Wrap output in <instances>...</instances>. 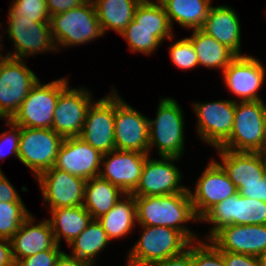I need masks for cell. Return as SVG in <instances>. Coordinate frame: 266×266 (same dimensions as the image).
I'll list each match as a JSON object with an SVG mask.
<instances>
[{
	"mask_svg": "<svg viewBox=\"0 0 266 266\" xmlns=\"http://www.w3.org/2000/svg\"><path fill=\"white\" fill-rule=\"evenodd\" d=\"M135 203L137 222L140 225L172 228L180 231L190 242L199 240L184 225L189 221H200L195 214L189 192L135 197Z\"/></svg>",
	"mask_w": 266,
	"mask_h": 266,
	"instance_id": "6da1fadb",
	"label": "cell"
},
{
	"mask_svg": "<svg viewBox=\"0 0 266 266\" xmlns=\"http://www.w3.org/2000/svg\"><path fill=\"white\" fill-rule=\"evenodd\" d=\"M236 152L266 151V104L264 100L238 102L230 137L219 147Z\"/></svg>",
	"mask_w": 266,
	"mask_h": 266,
	"instance_id": "7a4b0ae2",
	"label": "cell"
},
{
	"mask_svg": "<svg viewBox=\"0 0 266 266\" xmlns=\"http://www.w3.org/2000/svg\"><path fill=\"white\" fill-rule=\"evenodd\" d=\"M143 227V233L128 254L127 266H152L182 253L191 243L180 231L162 226Z\"/></svg>",
	"mask_w": 266,
	"mask_h": 266,
	"instance_id": "3957f363",
	"label": "cell"
},
{
	"mask_svg": "<svg viewBox=\"0 0 266 266\" xmlns=\"http://www.w3.org/2000/svg\"><path fill=\"white\" fill-rule=\"evenodd\" d=\"M51 36L56 47L86 44L103 35L92 0L84 5L50 16Z\"/></svg>",
	"mask_w": 266,
	"mask_h": 266,
	"instance_id": "277c9868",
	"label": "cell"
},
{
	"mask_svg": "<svg viewBox=\"0 0 266 266\" xmlns=\"http://www.w3.org/2000/svg\"><path fill=\"white\" fill-rule=\"evenodd\" d=\"M156 119H149V151L153 146L159 156L181 157L184 151V119L181 107L172 98H161Z\"/></svg>",
	"mask_w": 266,
	"mask_h": 266,
	"instance_id": "5b68a950",
	"label": "cell"
},
{
	"mask_svg": "<svg viewBox=\"0 0 266 266\" xmlns=\"http://www.w3.org/2000/svg\"><path fill=\"white\" fill-rule=\"evenodd\" d=\"M67 81L60 78L42 85L38 80L10 121L20 127L50 129L59 94L68 86Z\"/></svg>",
	"mask_w": 266,
	"mask_h": 266,
	"instance_id": "8992f818",
	"label": "cell"
},
{
	"mask_svg": "<svg viewBox=\"0 0 266 266\" xmlns=\"http://www.w3.org/2000/svg\"><path fill=\"white\" fill-rule=\"evenodd\" d=\"M63 140L51 128L20 127L18 159L37 177L54 167Z\"/></svg>",
	"mask_w": 266,
	"mask_h": 266,
	"instance_id": "52a82bcc",
	"label": "cell"
},
{
	"mask_svg": "<svg viewBox=\"0 0 266 266\" xmlns=\"http://www.w3.org/2000/svg\"><path fill=\"white\" fill-rule=\"evenodd\" d=\"M22 59L0 58V112L10 120L38 82Z\"/></svg>",
	"mask_w": 266,
	"mask_h": 266,
	"instance_id": "ba28073f",
	"label": "cell"
},
{
	"mask_svg": "<svg viewBox=\"0 0 266 266\" xmlns=\"http://www.w3.org/2000/svg\"><path fill=\"white\" fill-rule=\"evenodd\" d=\"M213 224L207 240L226 225L266 224V202L241 196L239 192L217 203L201 219Z\"/></svg>",
	"mask_w": 266,
	"mask_h": 266,
	"instance_id": "9c48e42d",
	"label": "cell"
},
{
	"mask_svg": "<svg viewBox=\"0 0 266 266\" xmlns=\"http://www.w3.org/2000/svg\"><path fill=\"white\" fill-rule=\"evenodd\" d=\"M149 119L124 102L115 89V149L149 154Z\"/></svg>",
	"mask_w": 266,
	"mask_h": 266,
	"instance_id": "30bf717a",
	"label": "cell"
},
{
	"mask_svg": "<svg viewBox=\"0 0 266 266\" xmlns=\"http://www.w3.org/2000/svg\"><path fill=\"white\" fill-rule=\"evenodd\" d=\"M8 33L9 39L13 42L15 52L5 56L15 59L28 58L40 52L55 51L50 23L34 22L32 19L14 14L9 9Z\"/></svg>",
	"mask_w": 266,
	"mask_h": 266,
	"instance_id": "8fae6325",
	"label": "cell"
},
{
	"mask_svg": "<svg viewBox=\"0 0 266 266\" xmlns=\"http://www.w3.org/2000/svg\"><path fill=\"white\" fill-rule=\"evenodd\" d=\"M149 156L145 159L138 185L131 194L145 197L189 192V188L180 186L182 174L173 164L179 157L161 156L162 160H156Z\"/></svg>",
	"mask_w": 266,
	"mask_h": 266,
	"instance_id": "7c38bea8",
	"label": "cell"
},
{
	"mask_svg": "<svg viewBox=\"0 0 266 266\" xmlns=\"http://www.w3.org/2000/svg\"><path fill=\"white\" fill-rule=\"evenodd\" d=\"M110 93L91 104L79 135L102 154L115 150V88Z\"/></svg>",
	"mask_w": 266,
	"mask_h": 266,
	"instance_id": "4fadbf2b",
	"label": "cell"
},
{
	"mask_svg": "<svg viewBox=\"0 0 266 266\" xmlns=\"http://www.w3.org/2000/svg\"><path fill=\"white\" fill-rule=\"evenodd\" d=\"M238 100L193 102L199 137L214 148H219L229 137L233 128L235 104ZM195 103V104H194Z\"/></svg>",
	"mask_w": 266,
	"mask_h": 266,
	"instance_id": "5bb4252c",
	"label": "cell"
},
{
	"mask_svg": "<svg viewBox=\"0 0 266 266\" xmlns=\"http://www.w3.org/2000/svg\"><path fill=\"white\" fill-rule=\"evenodd\" d=\"M91 93L84 88H69L59 94L51 129L63 138L79 137L87 111L93 103Z\"/></svg>",
	"mask_w": 266,
	"mask_h": 266,
	"instance_id": "9a60e30c",
	"label": "cell"
},
{
	"mask_svg": "<svg viewBox=\"0 0 266 266\" xmlns=\"http://www.w3.org/2000/svg\"><path fill=\"white\" fill-rule=\"evenodd\" d=\"M195 192L189 190L196 216L201 219L217 203L236 194L237 188L216 160H211L198 178Z\"/></svg>",
	"mask_w": 266,
	"mask_h": 266,
	"instance_id": "2e32d148",
	"label": "cell"
},
{
	"mask_svg": "<svg viewBox=\"0 0 266 266\" xmlns=\"http://www.w3.org/2000/svg\"><path fill=\"white\" fill-rule=\"evenodd\" d=\"M49 209L83 205L86 180L66 171L50 168L36 178Z\"/></svg>",
	"mask_w": 266,
	"mask_h": 266,
	"instance_id": "e0dca14e",
	"label": "cell"
},
{
	"mask_svg": "<svg viewBox=\"0 0 266 266\" xmlns=\"http://www.w3.org/2000/svg\"><path fill=\"white\" fill-rule=\"evenodd\" d=\"M262 63L253 56H236L223 71V80L241 102L262 100L258 95L265 79Z\"/></svg>",
	"mask_w": 266,
	"mask_h": 266,
	"instance_id": "ac0fdd59",
	"label": "cell"
},
{
	"mask_svg": "<svg viewBox=\"0 0 266 266\" xmlns=\"http://www.w3.org/2000/svg\"><path fill=\"white\" fill-rule=\"evenodd\" d=\"M102 155L80 137L64 138L54 168L88 180L99 176Z\"/></svg>",
	"mask_w": 266,
	"mask_h": 266,
	"instance_id": "d6986e66",
	"label": "cell"
},
{
	"mask_svg": "<svg viewBox=\"0 0 266 266\" xmlns=\"http://www.w3.org/2000/svg\"><path fill=\"white\" fill-rule=\"evenodd\" d=\"M148 155L116 149L103 154L101 165L103 164L104 169L100 171L99 177L114 184L124 193L131 194L138 185Z\"/></svg>",
	"mask_w": 266,
	"mask_h": 266,
	"instance_id": "ffe728a7",
	"label": "cell"
},
{
	"mask_svg": "<svg viewBox=\"0 0 266 266\" xmlns=\"http://www.w3.org/2000/svg\"><path fill=\"white\" fill-rule=\"evenodd\" d=\"M218 250L258 257L266 251V224L226 225L209 239Z\"/></svg>",
	"mask_w": 266,
	"mask_h": 266,
	"instance_id": "44dd1931",
	"label": "cell"
},
{
	"mask_svg": "<svg viewBox=\"0 0 266 266\" xmlns=\"http://www.w3.org/2000/svg\"><path fill=\"white\" fill-rule=\"evenodd\" d=\"M221 156L219 163L237 190L244 184L262 182L266 173V155L261 152H236L216 148Z\"/></svg>",
	"mask_w": 266,
	"mask_h": 266,
	"instance_id": "7402d4cb",
	"label": "cell"
},
{
	"mask_svg": "<svg viewBox=\"0 0 266 266\" xmlns=\"http://www.w3.org/2000/svg\"><path fill=\"white\" fill-rule=\"evenodd\" d=\"M10 242L15 265L21 259L51 249L56 244L49 220L34 224L32 214L21 224Z\"/></svg>",
	"mask_w": 266,
	"mask_h": 266,
	"instance_id": "603a6c76",
	"label": "cell"
},
{
	"mask_svg": "<svg viewBox=\"0 0 266 266\" xmlns=\"http://www.w3.org/2000/svg\"><path fill=\"white\" fill-rule=\"evenodd\" d=\"M229 48L236 56L241 53V27L237 13L227 5L211 6L200 29Z\"/></svg>",
	"mask_w": 266,
	"mask_h": 266,
	"instance_id": "cb8c5ba5",
	"label": "cell"
},
{
	"mask_svg": "<svg viewBox=\"0 0 266 266\" xmlns=\"http://www.w3.org/2000/svg\"><path fill=\"white\" fill-rule=\"evenodd\" d=\"M120 188L102 178L94 177L86 180L83 206L92 219L105 215L115 203L125 195Z\"/></svg>",
	"mask_w": 266,
	"mask_h": 266,
	"instance_id": "d4e9b609",
	"label": "cell"
},
{
	"mask_svg": "<svg viewBox=\"0 0 266 266\" xmlns=\"http://www.w3.org/2000/svg\"><path fill=\"white\" fill-rule=\"evenodd\" d=\"M103 36L108 29L120 34L134 19L141 0H92Z\"/></svg>",
	"mask_w": 266,
	"mask_h": 266,
	"instance_id": "484cf974",
	"label": "cell"
},
{
	"mask_svg": "<svg viewBox=\"0 0 266 266\" xmlns=\"http://www.w3.org/2000/svg\"><path fill=\"white\" fill-rule=\"evenodd\" d=\"M49 220L56 244L64 238L70 244L92 220L91 215L83 205L77 207H61L50 210Z\"/></svg>",
	"mask_w": 266,
	"mask_h": 266,
	"instance_id": "4316f807",
	"label": "cell"
},
{
	"mask_svg": "<svg viewBox=\"0 0 266 266\" xmlns=\"http://www.w3.org/2000/svg\"><path fill=\"white\" fill-rule=\"evenodd\" d=\"M105 215L97 220L101 223L109 240L121 238L129 234L137 221L135 196L123 195Z\"/></svg>",
	"mask_w": 266,
	"mask_h": 266,
	"instance_id": "83f0119b",
	"label": "cell"
},
{
	"mask_svg": "<svg viewBox=\"0 0 266 266\" xmlns=\"http://www.w3.org/2000/svg\"><path fill=\"white\" fill-rule=\"evenodd\" d=\"M171 26L173 20L180 26L198 30L207 18L211 1L209 0H166L162 3Z\"/></svg>",
	"mask_w": 266,
	"mask_h": 266,
	"instance_id": "f1b7e54d",
	"label": "cell"
},
{
	"mask_svg": "<svg viewBox=\"0 0 266 266\" xmlns=\"http://www.w3.org/2000/svg\"><path fill=\"white\" fill-rule=\"evenodd\" d=\"M188 37L198 56L199 65L208 68H218L224 71L236 55L225 45L219 43L213 37L208 36L200 29L193 30Z\"/></svg>",
	"mask_w": 266,
	"mask_h": 266,
	"instance_id": "f546056e",
	"label": "cell"
},
{
	"mask_svg": "<svg viewBox=\"0 0 266 266\" xmlns=\"http://www.w3.org/2000/svg\"><path fill=\"white\" fill-rule=\"evenodd\" d=\"M109 242L101 223L97 219H92L83 232L68 245L72 247L71 256L93 266L96 256Z\"/></svg>",
	"mask_w": 266,
	"mask_h": 266,
	"instance_id": "4dcf8cb0",
	"label": "cell"
},
{
	"mask_svg": "<svg viewBox=\"0 0 266 266\" xmlns=\"http://www.w3.org/2000/svg\"><path fill=\"white\" fill-rule=\"evenodd\" d=\"M153 0H141L134 12V20L139 26L147 29H157V38L162 42L173 39L168 15L162 4L152 3Z\"/></svg>",
	"mask_w": 266,
	"mask_h": 266,
	"instance_id": "1f68e13d",
	"label": "cell"
},
{
	"mask_svg": "<svg viewBox=\"0 0 266 266\" xmlns=\"http://www.w3.org/2000/svg\"><path fill=\"white\" fill-rule=\"evenodd\" d=\"M121 36L128 41L131 51L141 52L150 56L162 43L157 38V29H147L146 27L139 26L134 19L121 33Z\"/></svg>",
	"mask_w": 266,
	"mask_h": 266,
	"instance_id": "d6a6232c",
	"label": "cell"
},
{
	"mask_svg": "<svg viewBox=\"0 0 266 266\" xmlns=\"http://www.w3.org/2000/svg\"><path fill=\"white\" fill-rule=\"evenodd\" d=\"M30 215L23 202H0V237L10 240Z\"/></svg>",
	"mask_w": 266,
	"mask_h": 266,
	"instance_id": "836d02e7",
	"label": "cell"
},
{
	"mask_svg": "<svg viewBox=\"0 0 266 266\" xmlns=\"http://www.w3.org/2000/svg\"><path fill=\"white\" fill-rule=\"evenodd\" d=\"M169 49L171 62L179 69L187 70L199 65L195 48L188 37L175 41Z\"/></svg>",
	"mask_w": 266,
	"mask_h": 266,
	"instance_id": "e575fe53",
	"label": "cell"
},
{
	"mask_svg": "<svg viewBox=\"0 0 266 266\" xmlns=\"http://www.w3.org/2000/svg\"><path fill=\"white\" fill-rule=\"evenodd\" d=\"M11 11L34 22L50 23L46 0H13Z\"/></svg>",
	"mask_w": 266,
	"mask_h": 266,
	"instance_id": "d590c367",
	"label": "cell"
},
{
	"mask_svg": "<svg viewBox=\"0 0 266 266\" xmlns=\"http://www.w3.org/2000/svg\"><path fill=\"white\" fill-rule=\"evenodd\" d=\"M191 254L194 266H225L222 251L210 241L209 244L201 240L191 242Z\"/></svg>",
	"mask_w": 266,
	"mask_h": 266,
	"instance_id": "8d00e7d4",
	"label": "cell"
},
{
	"mask_svg": "<svg viewBox=\"0 0 266 266\" xmlns=\"http://www.w3.org/2000/svg\"><path fill=\"white\" fill-rule=\"evenodd\" d=\"M6 125L10 126L12 129L0 133V160L6 157L7 153L8 155L14 154L18 158L20 126L15 125L10 120L6 121ZM0 171L2 170L0 169Z\"/></svg>",
	"mask_w": 266,
	"mask_h": 266,
	"instance_id": "74e56055",
	"label": "cell"
},
{
	"mask_svg": "<svg viewBox=\"0 0 266 266\" xmlns=\"http://www.w3.org/2000/svg\"><path fill=\"white\" fill-rule=\"evenodd\" d=\"M62 253L60 245L55 244L51 249L21 259L15 266H55L57 259Z\"/></svg>",
	"mask_w": 266,
	"mask_h": 266,
	"instance_id": "f35d334b",
	"label": "cell"
},
{
	"mask_svg": "<svg viewBox=\"0 0 266 266\" xmlns=\"http://www.w3.org/2000/svg\"><path fill=\"white\" fill-rule=\"evenodd\" d=\"M225 266H261L258 257L222 251Z\"/></svg>",
	"mask_w": 266,
	"mask_h": 266,
	"instance_id": "ab89813d",
	"label": "cell"
},
{
	"mask_svg": "<svg viewBox=\"0 0 266 266\" xmlns=\"http://www.w3.org/2000/svg\"><path fill=\"white\" fill-rule=\"evenodd\" d=\"M237 191L241 196L266 202V177L264 176L259 183L244 184V187H240Z\"/></svg>",
	"mask_w": 266,
	"mask_h": 266,
	"instance_id": "60d3db41",
	"label": "cell"
},
{
	"mask_svg": "<svg viewBox=\"0 0 266 266\" xmlns=\"http://www.w3.org/2000/svg\"><path fill=\"white\" fill-rule=\"evenodd\" d=\"M89 0H46L50 16L80 7Z\"/></svg>",
	"mask_w": 266,
	"mask_h": 266,
	"instance_id": "b9f144b4",
	"label": "cell"
},
{
	"mask_svg": "<svg viewBox=\"0 0 266 266\" xmlns=\"http://www.w3.org/2000/svg\"><path fill=\"white\" fill-rule=\"evenodd\" d=\"M152 266H194L193 256L191 254V243L182 253L159 261Z\"/></svg>",
	"mask_w": 266,
	"mask_h": 266,
	"instance_id": "7bdbcfd3",
	"label": "cell"
},
{
	"mask_svg": "<svg viewBox=\"0 0 266 266\" xmlns=\"http://www.w3.org/2000/svg\"><path fill=\"white\" fill-rule=\"evenodd\" d=\"M0 202H23L2 171H0Z\"/></svg>",
	"mask_w": 266,
	"mask_h": 266,
	"instance_id": "ee69618b",
	"label": "cell"
},
{
	"mask_svg": "<svg viewBox=\"0 0 266 266\" xmlns=\"http://www.w3.org/2000/svg\"><path fill=\"white\" fill-rule=\"evenodd\" d=\"M0 266H15L12 257L11 242L0 237Z\"/></svg>",
	"mask_w": 266,
	"mask_h": 266,
	"instance_id": "f6af8a7d",
	"label": "cell"
},
{
	"mask_svg": "<svg viewBox=\"0 0 266 266\" xmlns=\"http://www.w3.org/2000/svg\"><path fill=\"white\" fill-rule=\"evenodd\" d=\"M55 266H91L87 262L80 260L77 257L62 253L57 259Z\"/></svg>",
	"mask_w": 266,
	"mask_h": 266,
	"instance_id": "bcb514c9",
	"label": "cell"
},
{
	"mask_svg": "<svg viewBox=\"0 0 266 266\" xmlns=\"http://www.w3.org/2000/svg\"><path fill=\"white\" fill-rule=\"evenodd\" d=\"M261 266H266V251L258 256Z\"/></svg>",
	"mask_w": 266,
	"mask_h": 266,
	"instance_id": "7dc6e473",
	"label": "cell"
},
{
	"mask_svg": "<svg viewBox=\"0 0 266 266\" xmlns=\"http://www.w3.org/2000/svg\"><path fill=\"white\" fill-rule=\"evenodd\" d=\"M166 0H156L155 2L153 1L152 3H158V4H162L163 2H165Z\"/></svg>",
	"mask_w": 266,
	"mask_h": 266,
	"instance_id": "c3c4849f",
	"label": "cell"
},
{
	"mask_svg": "<svg viewBox=\"0 0 266 266\" xmlns=\"http://www.w3.org/2000/svg\"><path fill=\"white\" fill-rule=\"evenodd\" d=\"M0 118L2 119H5L6 117L0 112Z\"/></svg>",
	"mask_w": 266,
	"mask_h": 266,
	"instance_id": "681fc988",
	"label": "cell"
},
{
	"mask_svg": "<svg viewBox=\"0 0 266 266\" xmlns=\"http://www.w3.org/2000/svg\"><path fill=\"white\" fill-rule=\"evenodd\" d=\"M0 38H2V35H1ZM0 42H1V39H0ZM0 45H1V44H0ZM2 57H4V56L1 54V50H0V58H2Z\"/></svg>",
	"mask_w": 266,
	"mask_h": 266,
	"instance_id": "f907efd6",
	"label": "cell"
}]
</instances>
